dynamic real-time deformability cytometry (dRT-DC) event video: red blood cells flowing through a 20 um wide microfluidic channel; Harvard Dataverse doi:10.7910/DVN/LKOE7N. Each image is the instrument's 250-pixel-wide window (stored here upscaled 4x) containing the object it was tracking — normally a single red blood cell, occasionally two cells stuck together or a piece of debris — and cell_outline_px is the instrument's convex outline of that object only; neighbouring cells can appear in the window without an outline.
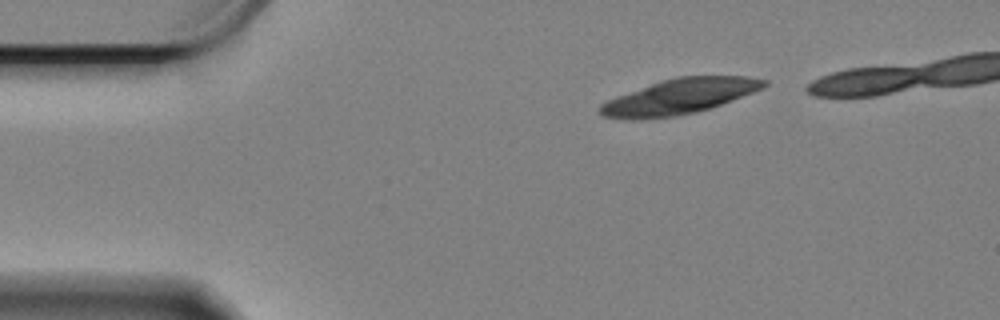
{"species": "Egyptian fruit bat (a non-hibernating species)", "species_latin": "Rousettus aegyptiacus", "temperature_condition": "cold", "stored_images_in_passage": 9, "camera_frame_rate_fps": 3000, "um_per_image_px": 0.085, "animal": {"sex": "female"}, "frame": {"image": 1, "passage_image": 1, "time_ms": 0.0, "image_size_px": [1000, 320], "cell_outline_px": [[768, 84], [764, 88], [720, 104], [696, 112], [676, 116], [640, 120], [604, 116], [600, 112], [600, 104], [616, 96], [660, 80], [676, 76], [748, 76], [768, 80]], "centroid_in_image_um": [57.76, 8.19], "position_along_channel_um": 27.2, "area_um2": 33.52}}